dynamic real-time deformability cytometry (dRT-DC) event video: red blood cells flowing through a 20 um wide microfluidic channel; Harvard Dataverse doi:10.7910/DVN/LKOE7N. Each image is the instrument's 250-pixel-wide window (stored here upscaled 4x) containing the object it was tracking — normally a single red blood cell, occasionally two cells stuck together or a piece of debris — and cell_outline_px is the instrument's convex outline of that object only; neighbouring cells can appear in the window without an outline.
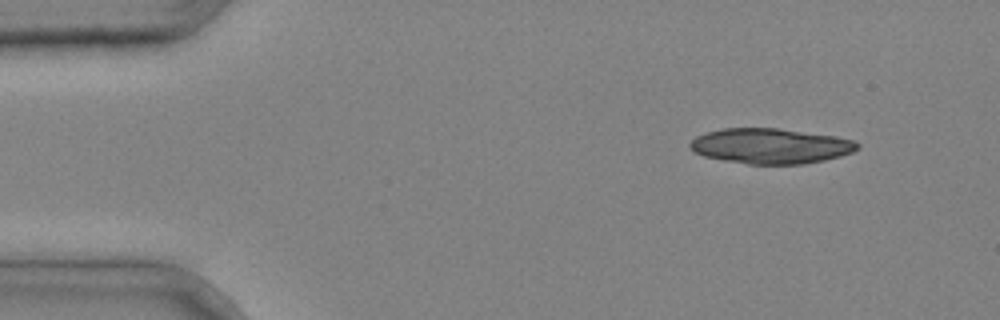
{"species": "common noctule bat (a hibernating species)", "species_latin": "Nyctalus noctula", "temperature_condition": "cold", "stored_images_in_passage": 37, "camera_frame_rate_fps": 3000, "um_per_image_px": 0.085, "animal": {"sex": "male", "body_mass_g": 20.4}, "frame": {"image": 1, "passage_image": 1, "time_ms": 0.0, "image_size_px": [1000, 320], "cell_outline_px": [[860, 148], [852, 152], [840, 156], [824, 160], [804, 164], [748, 164], [724, 160], [704, 156], [688, 148], [688, 144], [696, 136], [708, 132], [724, 128], [776, 128], [836, 136], [852, 140], [860, 144]], "centroid_in_image_um": [65.5, 12.41], "position_along_channel_um": 19.5, "area_um2": 34.33}}
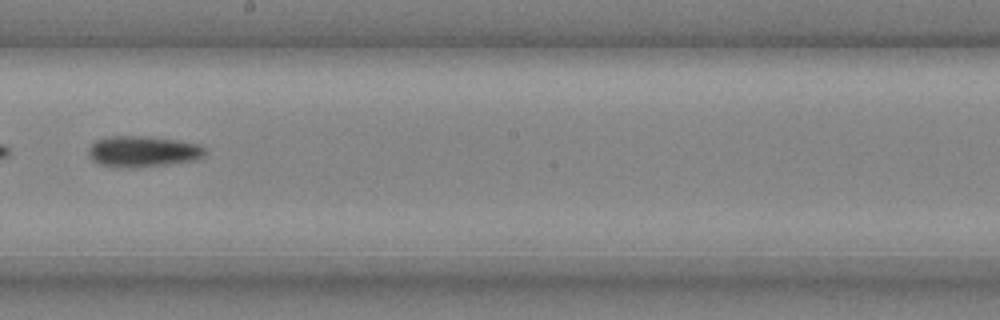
{"frame": {"image": 2, "passage_image": 21, "time_ms": 6.667, "image_size_px": [1000, 320], "cell_outline_px": [[208, 152], [200, 160], [136, 168], [116, 168], [100, 164], [92, 160], [88, 156], [88, 148], [96, 140], [112, 136], [148, 136], [176, 140], [200, 144]], "centroid_in_image_um": [12.17, 12.89], "position_along_channel_um": 236.0, "area_um2": 21.5}}
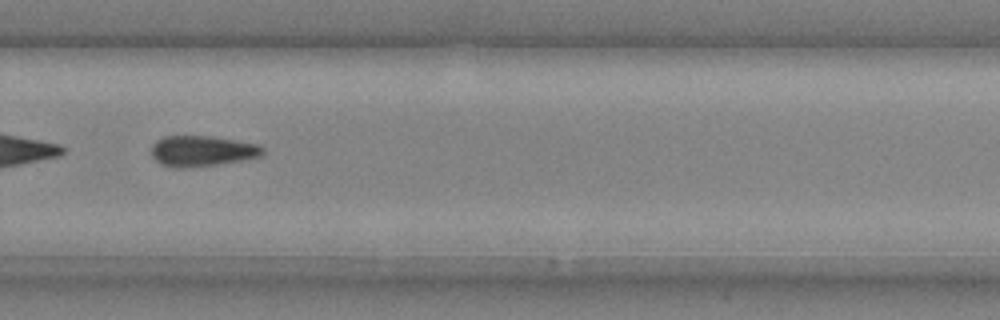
{"frame": {"image": 3, "passage_image": 26, "time_ms": 8.333, "image_size_px": [1000, 320], "cell_outline_px": [[264, 156], [244, 160], [192, 168], [176, 168], [160, 164], [152, 156], [152, 144], [156, 140], [164, 136], [208, 136], [260, 144], [264, 148]], "centroid_in_image_um": [17.2, 12.85], "position_along_channel_um": 312.6, "area_um2": 20.17}}